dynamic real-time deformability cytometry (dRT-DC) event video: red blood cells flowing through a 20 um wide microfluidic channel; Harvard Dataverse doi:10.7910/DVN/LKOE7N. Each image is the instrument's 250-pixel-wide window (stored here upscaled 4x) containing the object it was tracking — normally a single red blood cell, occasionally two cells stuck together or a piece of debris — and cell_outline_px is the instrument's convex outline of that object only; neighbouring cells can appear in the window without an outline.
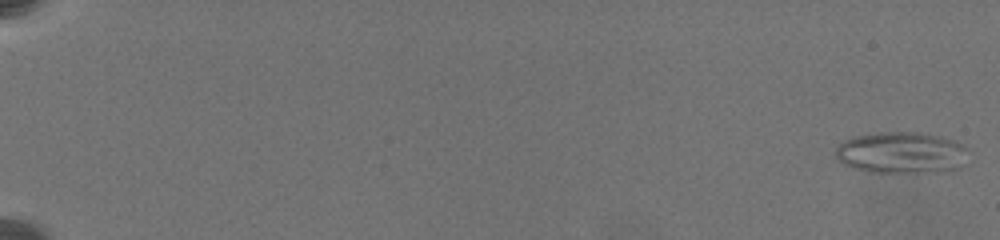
{"species": "common noctule bat (a hibernating species)", "species_latin": "Nyctalus noctula", "temperature_condition": "warm", "stored_images_in_passage": 60, "camera_frame_rate_fps": 3000, "um_per_image_px": 0.085, "animal": {"sex": "female", "body_mass_g": 19.5, "forearm_length_mm": 54.1}, "frame": {"image": 1, "passage_image": 1, "time_ms": 0.0, "image_size_px": [1000, 240], "cell_outline_px": [[972, 152], [968, 164], [956, 168], [916, 172], [868, 172], [844, 164], [836, 160], [836, 148], [844, 140], [856, 136], [880, 132], [920, 132], [940, 136], [952, 140], [968, 148]], "centroid_in_image_um": [76.67, 12.97], "position_along_channel_um": 8.3, "area_um2": 32.25}}
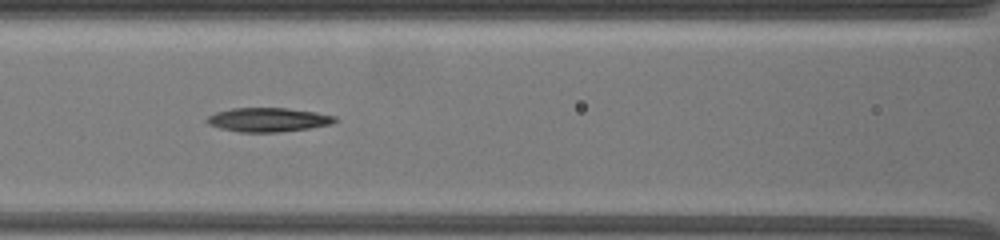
{"frame": {"image": 2, "passage_image": 34, "time_ms": 10.333, "image_size_px": [1000, 240], "cell_outline_px": [[336, 120], [332, 124], [308, 128], [280, 132], [240, 132], [220, 128], [208, 124], [204, 120], [208, 116], [216, 112], [232, 108], [288, 108], [316, 112], [336, 116]], "centroid_in_image_um": [22.77, 10.17], "position_along_channel_um": 143.8, "area_um2": 17.92}}
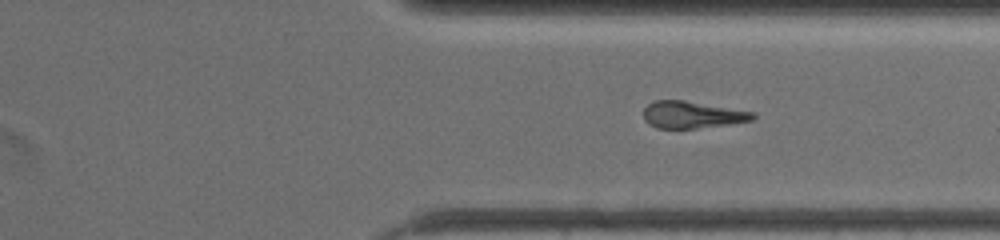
{"frame": {"image": 3, "passage_image": 60, "time_ms": 16.333, "image_size_px": [1000, 240], "cell_outline_px": [[756, 116], [752, 120], [728, 124], [696, 128], [656, 128], [648, 124], [644, 120], [644, 108], [648, 104], [656, 100], [684, 100], [756, 112]], "centroid_in_image_um": [58.82, 9.75], "position_along_channel_um": 352.6, "area_um2": 17.17}}